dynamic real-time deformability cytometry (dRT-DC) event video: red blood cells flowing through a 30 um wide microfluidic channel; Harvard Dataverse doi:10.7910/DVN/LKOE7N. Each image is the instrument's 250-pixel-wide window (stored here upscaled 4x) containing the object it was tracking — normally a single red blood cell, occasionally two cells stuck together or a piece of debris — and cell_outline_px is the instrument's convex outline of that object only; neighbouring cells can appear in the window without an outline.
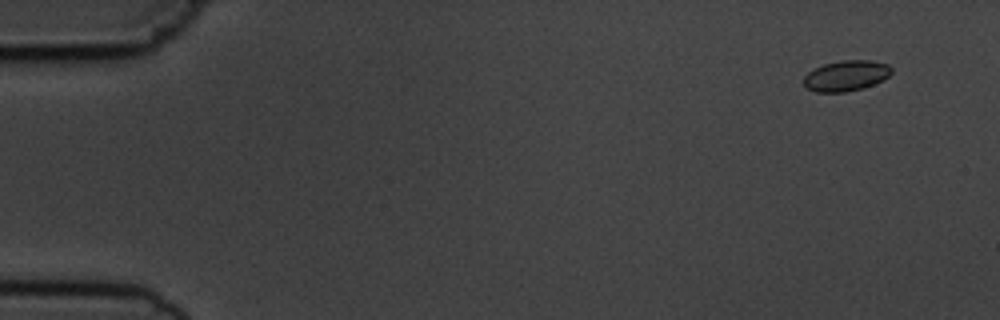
{"species": "common noctule bat (a hibernating species)", "species_latin": "Nyctalus noctula", "temperature_condition": "cold", "stored_images_in_passage": 4, "camera_frame_rate_fps": 3000, "um_per_image_px": 0.085, "animal": {"sex": "male", "body_mass_g": 19.5, "forearm_length_mm": 54.6}, "frame": {"image": 1, "passage_image": 1, "time_ms": 0.0, "image_size_px": [1000, 320], "cell_outline_px": [[892, 72], [888, 76], [864, 88], [844, 92], [816, 92], [804, 88], [804, 76], [808, 72], [824, 64], [844, 60], [872, 60], [888, 64], [892, 68]], "centroid_in_image_um": [71.9, 6.44], "position_along_channel_um": 13.1, "area_um2": 15.61}}
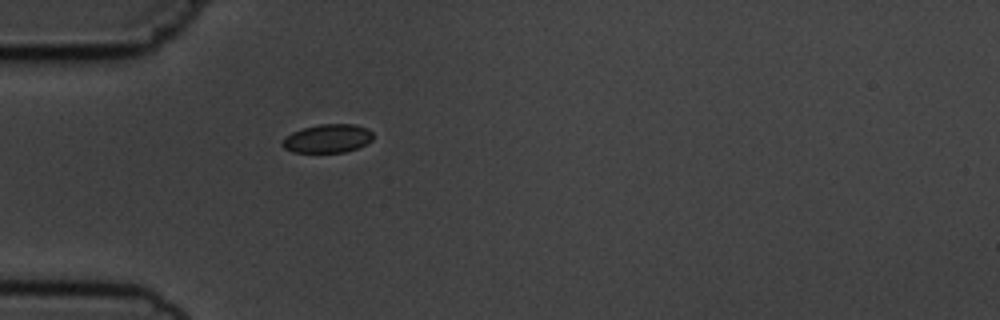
{"frame": {"image": 2, "passage_image": 4, "time_ms": 4.333, "image_size_px": [1000, 320], "cell_outline_px": [[372, 140], [356, 148], [344, 152], [292, 152], [284, 148], [280, 144], [292, 132], [304, 128], [320, 124], [356, 124], [368, 128], [372, 132]], "centroid_in_image_um": [27.85, 11.77], "position_along_channel_um": 57.1, "area_um2": 14.91}}